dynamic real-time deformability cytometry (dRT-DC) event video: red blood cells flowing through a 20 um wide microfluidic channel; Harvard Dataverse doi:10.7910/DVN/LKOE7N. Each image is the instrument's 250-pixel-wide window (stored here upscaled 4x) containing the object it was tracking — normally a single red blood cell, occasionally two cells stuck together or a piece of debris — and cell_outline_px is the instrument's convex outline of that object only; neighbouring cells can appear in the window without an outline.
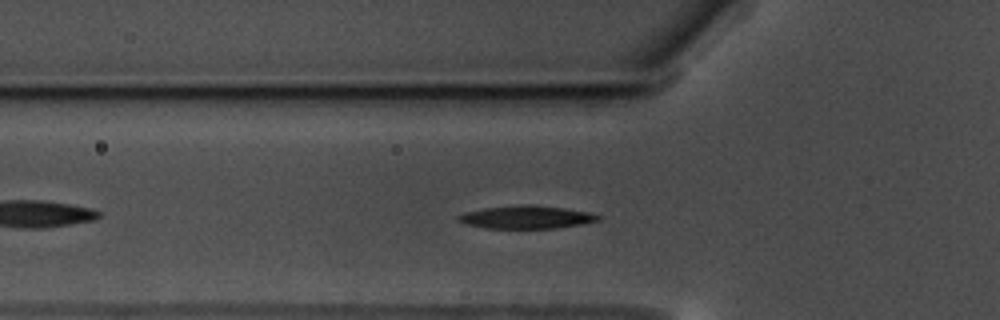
{"species": "common noctule bat (a hibernating species)", "species_latin": "Nyctalus noctula", "temperature_condition": "warm", "stored_images_in_passage": 34, "camera_frame_rate_fps": 3000, "um_per_image_px": 0.085, "animal": {"sex": "male", "body_mass_g": 17.5, "forearm_length_mm": 52.3}, "frame": {"image": 1, "passage_image": 8, "time_ms": 2.333, "image_size_px": [1000, 320], "cell_outline_px": [[600, 220], [584, 224], [556, 228], [488, 228], [468, 224], [456, 220], [456, 216], [464, 212], [484, 208], [520, 204], [528, 204], [564, 208], [592, 212], [600, 216]], "centroid_in_image_um": [44.77, 18.45], "position_along_channel_um": 81.0, "area_um2": 18.79}}
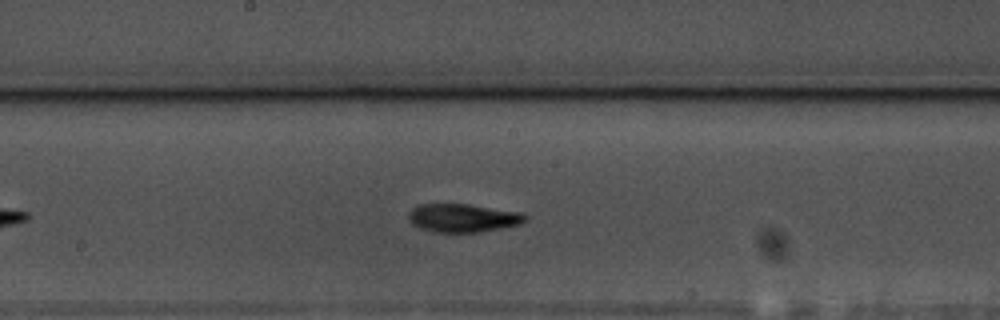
{"frame": {"image": 2, "passage_image": 19, "time_ms": 6.0, "image_size_px": [1000, 320], "cell_outline_px": [[528, 216], [520, 224], [480, 232], [432, 232], [420, 228], [412, 224], [408, 220], [408, 212], [412, 208], [420, 204], [468, 204], [520, 212]], "centroid_in_image_um": [39.3, 18.52], "position_along_channel_um": 208.9, "area_um2": 19.25}}
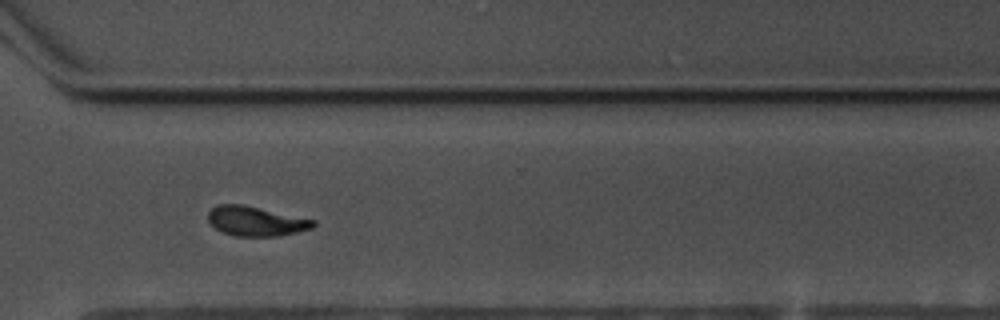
{"frame": {"image": 3, "passage_image": 31, "time_ms": 10.0, "image_size_px": [1000, 320], "cell_outline_px": [[316, 224], [312, 228], [280, 236], [236, 236], [224, 232], [216, 228], [208, 220], [208, 212], [216, 204], [244, 204], [316, 220]], "centroid_in_image_um": [21.76, 18.79], "position_along_channel_um": 348.8, "area_um2": 18.15}, "authors_computed_cell_mechanics": {"area_um2": 18.5827, "velocity_mm_per_s": 3.4964, "shape_relaxation_time_tau1_ms": 2.8506, "shape_relaxation_time_tau2_ms": 4.4555, "deformation_change_tau1": 0.1642, "deformation_change_tau2": 0.0952}}